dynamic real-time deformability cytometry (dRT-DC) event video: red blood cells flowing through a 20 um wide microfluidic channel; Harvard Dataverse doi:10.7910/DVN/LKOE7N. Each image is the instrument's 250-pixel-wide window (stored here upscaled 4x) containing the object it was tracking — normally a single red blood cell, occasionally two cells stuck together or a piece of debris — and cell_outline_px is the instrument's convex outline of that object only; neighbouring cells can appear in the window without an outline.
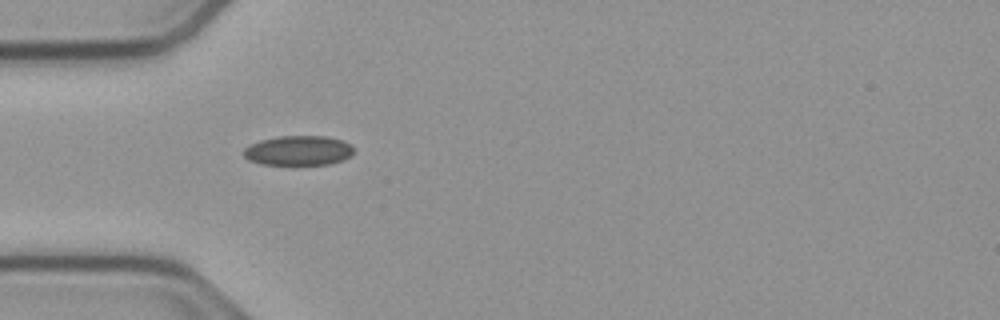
{"species": "common noctule bat (a hibernating species)", "species_latin": "Nyctalus noctula", "temperature_condition": "cold", "stored_images_in_passage": 39, "camera_frame_rate_fps": 3000, "um_per_image_px": 0.085, "animal": {"sex": "male", "body_mass_g": 23.1, "forearm_length_mm": 52.7}, "frame": {"image": 1, "passage_image": 1, "time_ms": 0.0, "image_size_px": [1000, 320], "cell_outline_px": [[352, 156], [344, 160], [328, 164], [260, 164], [248, 160], [240, 152], [248, 144], [260, 140], [280, 136], [324, 136], [340, 140], [348, 144], [352, 148]], "centroid_in_image_um": [25.29, 12.8], "position_along_channel_um": 59.7, "area_um2": 19.07}}
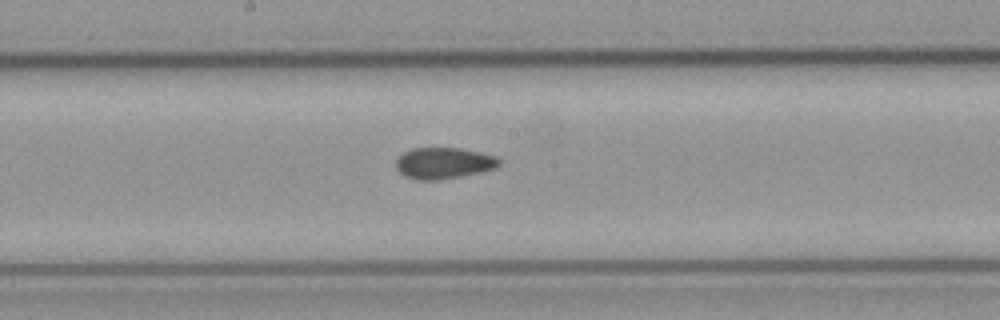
{"frame": {"image": 2, "passage_image": 13, "time_ms": 4.0, "image_size_px": [1000, 320], "cell_outline_px": [[500, 164], [496, 168], [480, 172], [440, 180], [416, 180], [400, 172], [396, 168], [396, 160], [404, 152], [412, 148], [460, 148], [480, 152], [496, 156], [500, 160]], "centroid_in_image_um": [37.73, 13.86], "position_along_channel_um": 210.5, "area_um2": 18.73}}
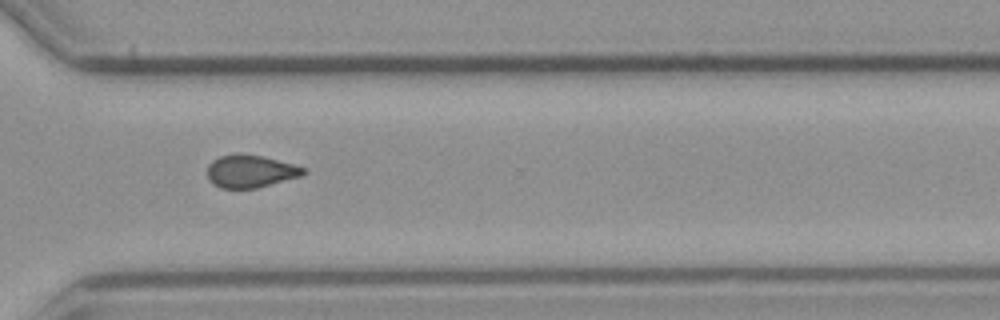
{"frame": {"image": 3, "passage_image": 24, "time_ms": 7.667, "image_size_px": [1000, 320], "cell_outline_px": [[308, 172], [300, 176], [256, 188], [220, 188], [212, 184], [208, 180], [208, 164], [212, 160], [220, 156], [240, 152], [264, 156], [296, 164], [304, 168]], "centroid_in_image_um": [21.28, 14.53], "position_along_channel_um": 349.3, "area_um2": 18.55}}